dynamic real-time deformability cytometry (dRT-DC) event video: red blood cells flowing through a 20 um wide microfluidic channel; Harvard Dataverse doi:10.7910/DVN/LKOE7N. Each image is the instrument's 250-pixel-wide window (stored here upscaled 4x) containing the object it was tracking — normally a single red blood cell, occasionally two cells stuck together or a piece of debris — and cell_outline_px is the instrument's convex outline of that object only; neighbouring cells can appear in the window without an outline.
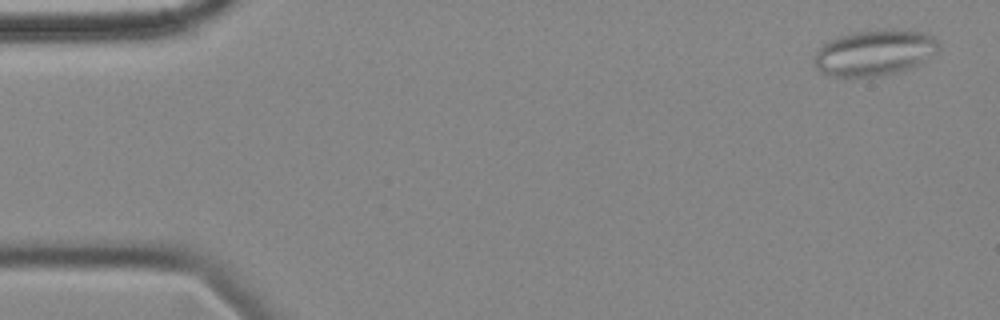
{"species": "common noctule bat (a hibernating species)", "species_latin": "Nyctalus noctula", "temperature_condition": "cold", "stored_images_in_passage": 4, "camera_frame_rate_fps": 3000, "um_per_image_px": 0.085, "animal": {"sex": "female", "body_mass_g": 18.4}, "frame": {"image": 1, "passage_image": 1, "time_ms": 0.0, "image_size_px": [1000, 320], "cell_outline_px": [[940, 48], [936, 52], [924, 60], [908, 68], [896, 72], [876, 76], [832, 76], [820, 72], [812, 64], [812, 56], [828, 40], [852, 32], [928, 32], [940, 44]], "centroid_in_image_um": [74.26, 4.51], "position_along_channel_um": 10.7, "area_um2": 32.31}}
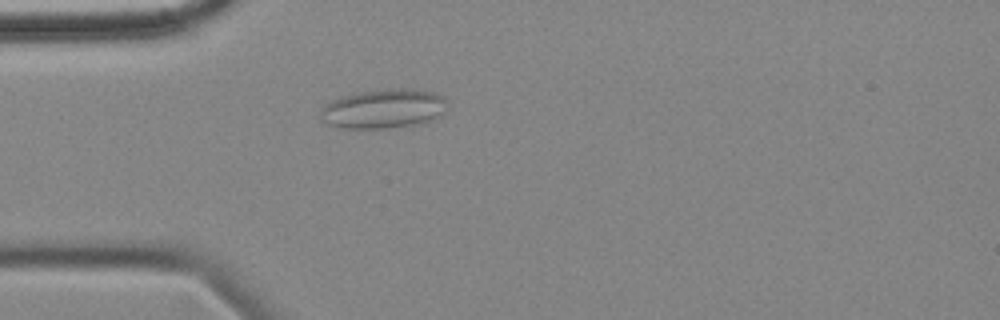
{"frame": {"image": 2, "passage_image": 4, "time_ms": 4.333, "image_size_px": [1000, 320], "cell_outline_px": [[448, 108], [440, 116], [432, 120], [416, 124], [388, 128], [344, 128], [324, 124], [320, 116], [320, 112], [324, 104], [340, 96], [360, 92], [400, 88], [404, 88], [432, 92], [444, 96], [448, 100]], "centroid_in_image_um": [32.61, 9.25], "position_along_channel_um": 52.4, "area_um2": 29.25}}